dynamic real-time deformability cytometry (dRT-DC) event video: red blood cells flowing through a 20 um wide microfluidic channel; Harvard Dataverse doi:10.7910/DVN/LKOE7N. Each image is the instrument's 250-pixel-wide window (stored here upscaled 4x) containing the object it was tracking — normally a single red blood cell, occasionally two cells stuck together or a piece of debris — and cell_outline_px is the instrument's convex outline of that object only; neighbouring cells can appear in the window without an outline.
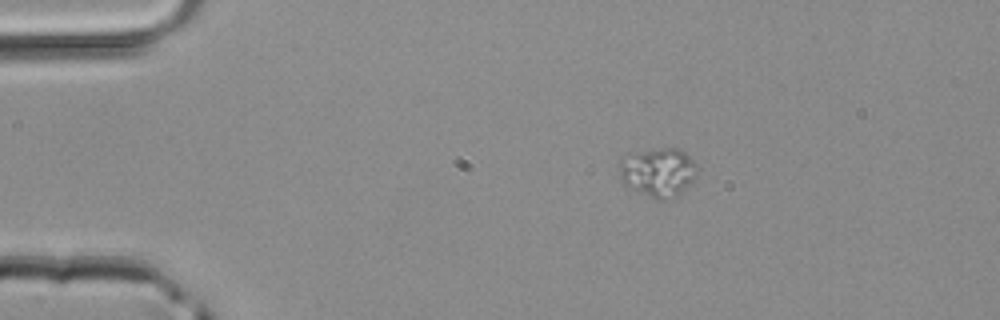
{"species": "common noctule bat (a hibernating species)", "species_latin": "Nyctalus noctula", "temperature_condition": "room temperature", "stored_images_in_passage": 2, "camera_frame_rate_fps": 3000, "um_per_image_px": 0.085, "animal": {"sex": "male", "body_mass_g": 20.4}, "frame": {"image": 1, "passage_image": 1, "time_ms": 0.0, "image_size_px": [1000, 320], "cell_outline_px": [[700, 172], [676, 196], [664, 200], [656, 200], [624, 184], [620, 180], [620, 160], [628, 152], [660, 148], [676, 148], [684, 152], [700, 168]], "centroid_in_image_um": [55.93, 14.61], "position_along_channel_um": 29.1, "area_um2": 22.31}}